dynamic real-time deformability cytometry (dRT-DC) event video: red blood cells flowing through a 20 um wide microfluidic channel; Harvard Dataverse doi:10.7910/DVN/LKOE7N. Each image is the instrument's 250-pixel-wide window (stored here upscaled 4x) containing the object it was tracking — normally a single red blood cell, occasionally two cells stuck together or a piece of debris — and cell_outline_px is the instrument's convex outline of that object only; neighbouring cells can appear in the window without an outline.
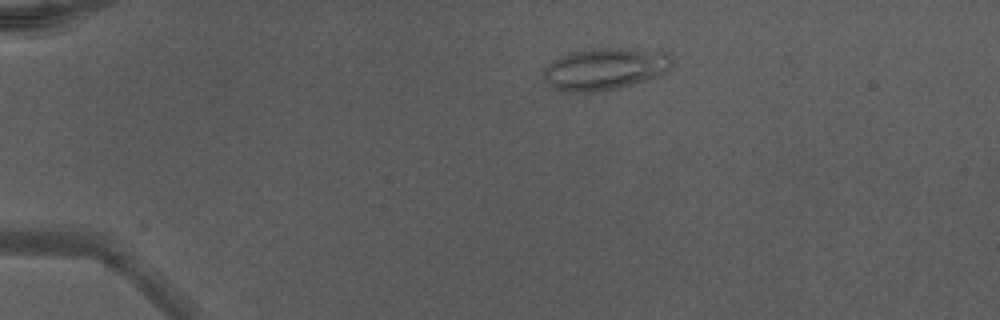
{"species": "Egyptian fruit bat (a non-hibernating species)", "species_latin": "Rousettus aegyptiacus", "temperature_condition": "warm", "stored_images_in_passage": 40, "camera_frame_rate_fps": 3000, "um_per_image_px": 0.085, "animal": {"sex": "male"}, "frame": {"image": 1, "passage_image": 1, "time_ms": 0.0, "image_size_px": [1000, 320], "cell_outline_px": [[672, 68], [664, 76], [616, 88], [596, 92], [560, 92], [552, 88], [544, 80], [544, 68], [552, 60], [560, 56], [584, 48], [616, 48], [664, 52], [672, 56]], "centroid_in_image_um": [51.42, 5.87], "position_along_channel_um": 33.6, "area_um2": 31.96}}
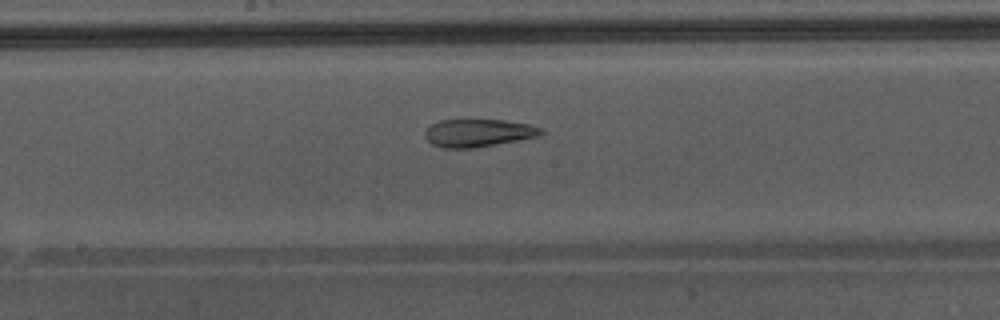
{"frame": {"image": 2, "passage_image": 18, "time_ms": 5.667, "image_size_px": [1000, 320], "cell_outline_px": [[544, 132], [536, 136], [516, 140], [472, 148], [444, 148], [432, 144], [424, 136], [424, 132], [432, 124], [440, 120], [504, 120], [528, 124], [544, 128]], "centroid_in_image_um": [40.63, 11.29], "position_along_channel_um": 207.6, "area_um2": 18.5}}